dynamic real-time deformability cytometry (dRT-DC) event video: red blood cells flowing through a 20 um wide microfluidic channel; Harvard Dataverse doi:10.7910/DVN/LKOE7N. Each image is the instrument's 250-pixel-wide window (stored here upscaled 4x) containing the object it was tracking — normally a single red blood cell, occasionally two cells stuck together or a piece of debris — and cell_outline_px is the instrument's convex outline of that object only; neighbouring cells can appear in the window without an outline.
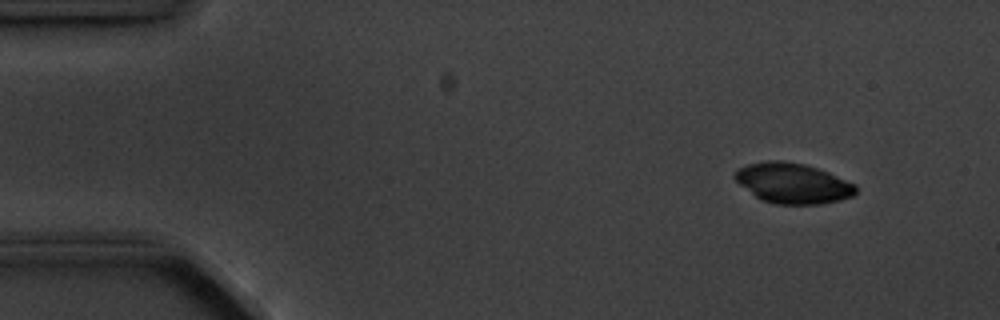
{"species": "common noctule bat (a hibernating species)", "species_latin": "Nyctalus noctula", "temperature_condition": "cold", "stored_images_in_passage": 4, "camera_frame_rate_fps": 3000, "um_per_image_px": 0.085, "animal": {"sex": "male", "body_mass_g": 20.1, "forearm_length_mm": 53.5}, "frame": {"image": 1, "passage_image": 1, "time_ms": 0.0, "image_size_px": [1000, 320], "cell_outline_px": [[856, 192], [852, 196], [840, 200], [820, 204], [776, 204], [760, 200], [740, 184], [732, 176], [740, 168], [748, 164], [764, 160], [784, 160], [804, 164], [828, 172], [856, 184]], "centroid_in_image_um": [67.38, 15.57], "position_along_channel_um": 17.6, "area_um2": 28.38}}